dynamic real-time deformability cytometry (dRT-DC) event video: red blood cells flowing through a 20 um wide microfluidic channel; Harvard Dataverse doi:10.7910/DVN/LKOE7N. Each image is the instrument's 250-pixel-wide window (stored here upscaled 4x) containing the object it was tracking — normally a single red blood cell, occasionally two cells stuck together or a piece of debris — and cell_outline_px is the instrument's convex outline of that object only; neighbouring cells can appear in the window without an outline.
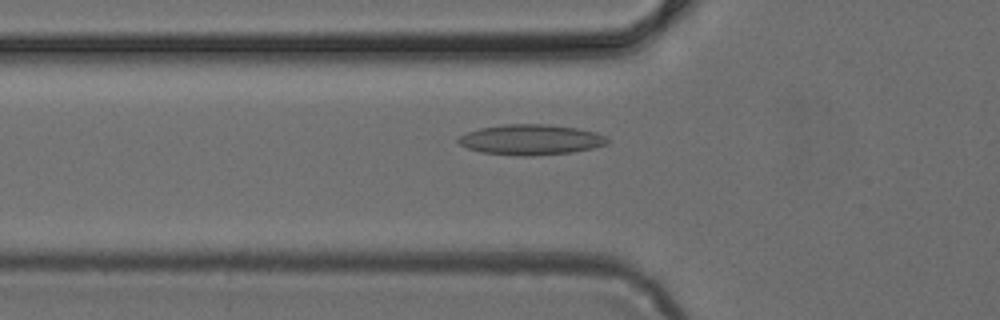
{"species": "common noctule bat (a hibernating species)", "species_latin": "Nyctalus noctula", "temperature_condition": "cold", "stored_images_in_passage": 49, "camera_frame_rate_fps": 3000, "um_per_image_px": 0.085, "animal": {"sex": "female", "body_mass_g": 24.6, "forearm_length_mm": 56.2}, "frame": {"image": 1, "passage_image": 17, "time_ms": 5.333, "image_size_px": [1000, 320], "cell_outline_px": [[608, 144], [592, 148], [572, 152], [532, 156], [516, 156], [480, 152], [468, 148], [460, 144], [456, 140], [460, 136], [468, 132], [480, 128], [504, 124], [548, 124], [576, 128], [596, 132], [604, 136], [608, 140]], "centroid_in_image_um": [45.11, 11.87], "position_along_channel_um": 80.7, "area_um2": 26.41}}
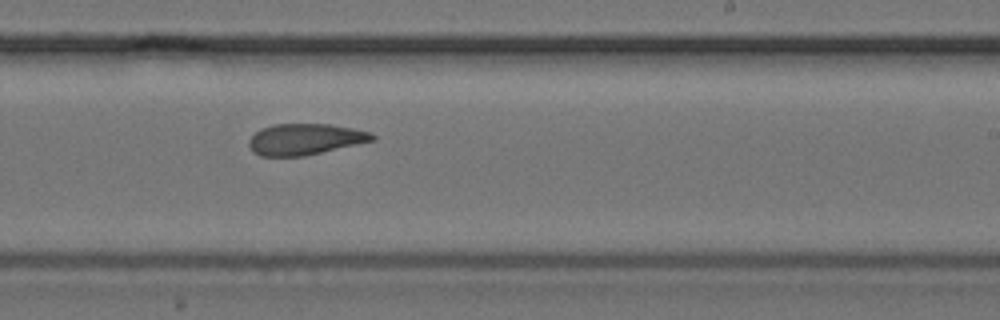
{"frame": {"image": 2, "passage_image": 30, "time_ms": 9.667, "image_size_px": [1000, 320], "cell_outline_px": [[376, 140], [304, 156], [260, 156], [252, 152], [248, 144], [248, 140], [260, 128], [276, 124], [328, 124], [352, 128], [372, 132], [376, 136]], "centroid_in_image_um": [25.93, 11.84], "position_along_channel_um": 263.1, "area_um2": 22.48}}
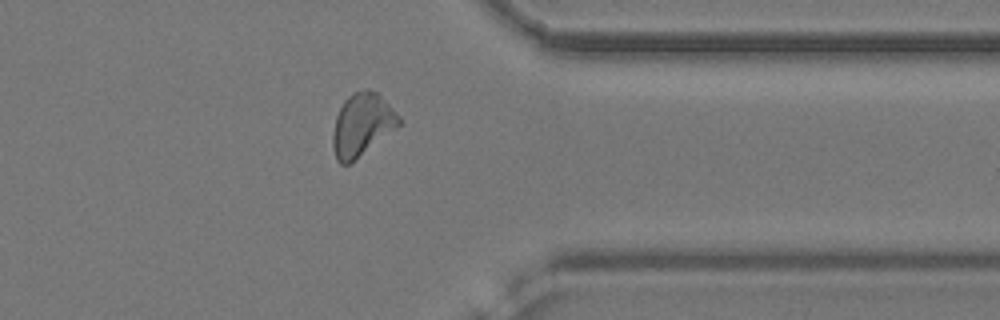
{"frame": {"image": 3, "passage_image": 39, "time_ms": 12.667, "image_size_px": [1000, 320], "cell_outline_px": [[400, 124], [348, 164], [340, 164], [336, 160], [332, 148], [332, 136], [336, 116], [344, 100], [352, 92], [364, 88], [368, 88], [376, 92], [400, 116]], "centroid_in_image_um": [30.72, 10.57], "position_along_channel_um": 380.7, "area_um2": 23.7}}